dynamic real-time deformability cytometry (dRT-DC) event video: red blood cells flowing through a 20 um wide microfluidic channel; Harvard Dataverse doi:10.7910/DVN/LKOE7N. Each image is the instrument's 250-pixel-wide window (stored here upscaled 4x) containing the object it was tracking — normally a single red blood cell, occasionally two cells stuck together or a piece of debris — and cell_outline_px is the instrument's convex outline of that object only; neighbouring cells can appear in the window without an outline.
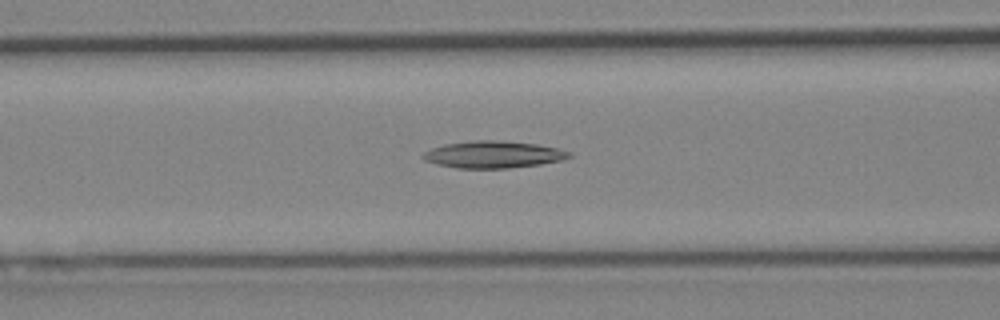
{"species": "Egyptian fruit bat (a non-hibernating species)", "species_latin": "Rousettus aegyptiacus", "temperature_condition": "cold", "stored_images_in_passage": 47, "segment_of_instrument_passage": [1, 2], "camera_frame_rate_fps": 3000, "um_per_image_px": 0.085, "animal": {"sex": "female"}, "frame": {"image": 1, "passage_image": 19, "time_ms": 6.0, "image_size_px": [1000, 320], "cell_outline_px": [[572, 156], [560, 160], [540, 164], [508, 168], [456, 168], [436, 164], [424, 160], [420, 156], [424, 152], [432, 148], [444, 144], [476, 140], [500, 140], [536, 144], [556, 148], [572, 152]], "centroid_in_image_um": [41.89, 13.13], "position_along_channel_um": 124.7, "area_um2": 22.95}}
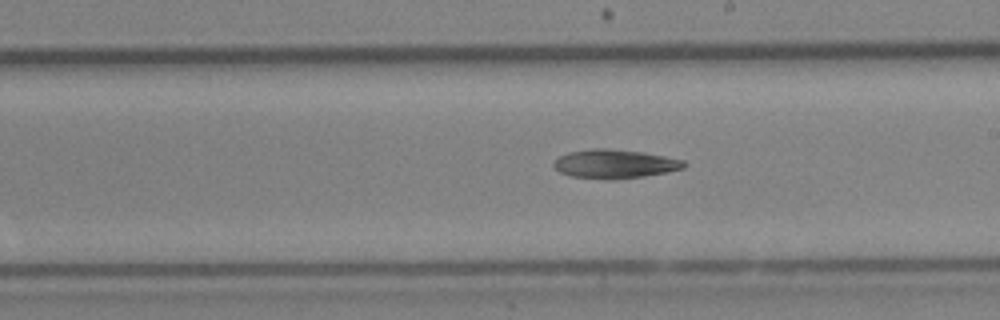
{"frame": {"image": 2, "passage_image": 27, "time_ms": 8.667, "image_size_px": [1000, 320], "cell_outline_px": [[688, 164], [684, 168], [644, 176], [612, 180], [608, 180], [572, 176], [560, 172], [552, 164], [560, 156], [568, 152], [592, 148], [608, 148], [644, 152], [684, 160]], "centroid_in_image_um": [52.26, 13.92], "position_along_channel_um": 236.7, "area_um2": 21.91}}
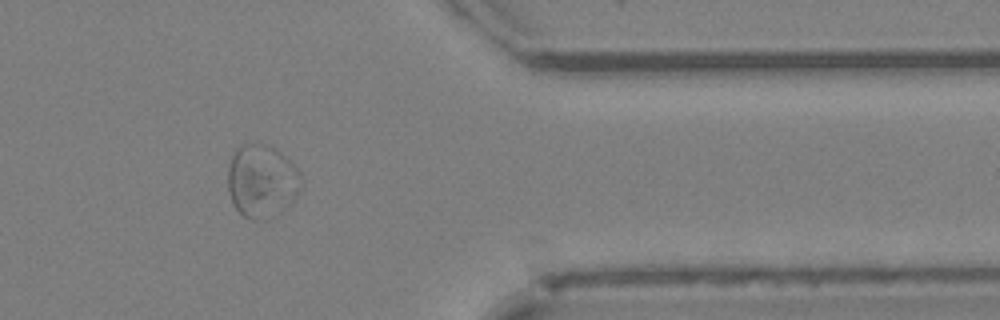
{"frame": {"image": 3, "passage_image": 39, "time_ms": 12.667, "image_size_px": [1000, 320], "cell_outline_px": [[304, 184], [296, 196], [276, 216], [268, 220], [264, 220], [264, 144], [272, 148], [292, 160], [300, 172], [304, 180]], "centroid_in_image_um": [23.75, 15.48], "position_along_channel_um": 387.7, "area_um2": 14.33}}